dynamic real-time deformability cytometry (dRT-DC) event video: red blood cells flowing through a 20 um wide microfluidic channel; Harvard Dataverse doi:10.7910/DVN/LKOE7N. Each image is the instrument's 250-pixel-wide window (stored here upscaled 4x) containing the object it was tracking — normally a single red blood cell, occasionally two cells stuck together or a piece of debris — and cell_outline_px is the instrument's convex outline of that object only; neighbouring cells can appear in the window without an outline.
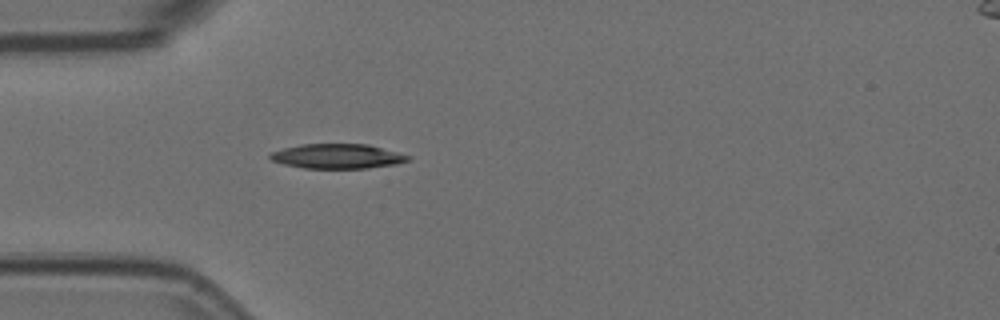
{"species": "Egyptian fruit bat (a non-hibernating species)", "species_latin": "Rousettus aegyptiacus", "temperature_condition": "room temperature", "stored_images_in_passage": 3, "camera_frame_rate_fps": 3000, "um_per_image_px": 0.085, "animal": {"sex": "female"}, "frame": {"image": 1, "passage_image": 3, "time_ms": 0.667, "image_size_px": [1000, 320], "cell_outline_px": [[412, 160], [396, 164], [368, 168], [304, 168], [284, 164], [272, 160], [268, 156], [272, 152], [284, 148], [300, 144], [368, 144], [412, 156]], "centroid_in_image_um": [28.72, 13.28], "position_along_channel_um": 56.3, "area_um2": 19.83}}